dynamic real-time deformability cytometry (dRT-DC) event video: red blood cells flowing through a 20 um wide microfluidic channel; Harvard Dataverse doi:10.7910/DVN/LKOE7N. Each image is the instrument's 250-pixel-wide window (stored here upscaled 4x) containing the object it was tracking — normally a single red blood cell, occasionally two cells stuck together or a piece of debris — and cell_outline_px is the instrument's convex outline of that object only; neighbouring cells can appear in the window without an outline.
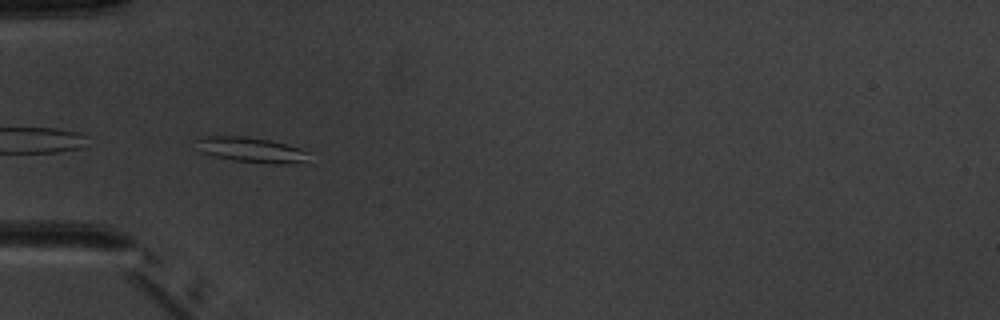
{"species": "common noctule bat (a hibernating species)", "species_latin": "Nyctalus noctula", "temperature_condition": "warm", "stored_images_in_passage": 8, "camera_frame_rate_fps": 3000, "um_per_image_px": 0.085, "animal": {"sex": "male", "body_mass_g": 20.1, "forearm_length_mm": 53.5}, "frame": {"image": 1, "passage_image": 6, "time_ms": 5.667, "image_size_px": [1000, 320], "cell_outline_px": [[308, 152], [304, 160], [284, 164], [276, 164], [236, 160], [212, 156], [200, 152], [192, 140], [200, 136], [244, 136], [268, 140], [300, 148]], "centroid_in_image_um": [21.19, 12.71], "position_along_channel_um": 63.8, "area_um2": 16.3}}
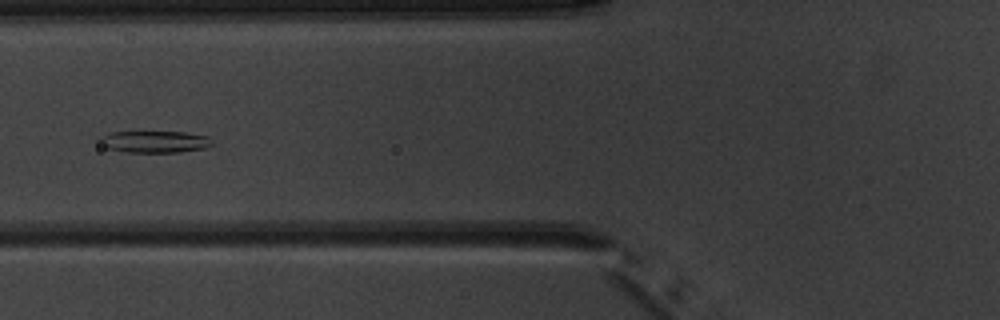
{"frame": {"image": 2, "passage_image": 7, "time_ms": 7.0, "image_size_px": [1000, 320], "cell_outline_px": [[212, 144], [204, 148], [180, 152], [128, 152], [100, 148], [96, 136], [108, 132], [184, 132], [208, 136]], "centroid_in_image_um": [12.98, 12.04], "position_along_channel_um": 112.8, "area_um2": 14.62}}